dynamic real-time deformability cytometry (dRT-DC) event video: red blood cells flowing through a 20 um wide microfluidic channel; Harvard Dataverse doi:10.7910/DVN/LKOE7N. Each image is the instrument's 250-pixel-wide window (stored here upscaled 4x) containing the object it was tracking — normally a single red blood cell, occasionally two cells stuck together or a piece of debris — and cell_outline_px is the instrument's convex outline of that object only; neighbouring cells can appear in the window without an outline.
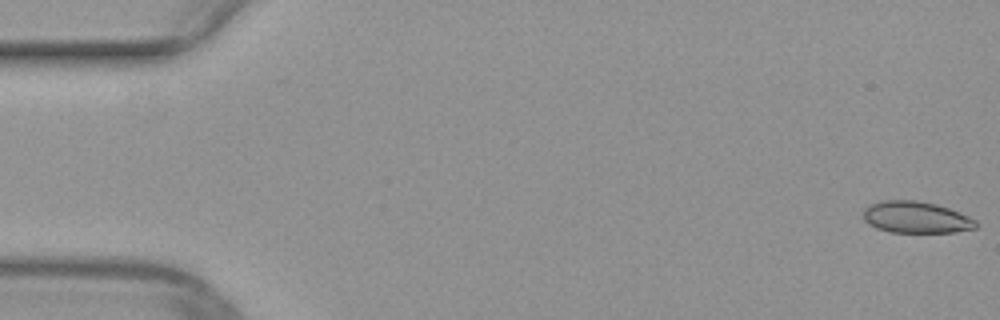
{"species": "common noctule bat (a hibernating species)", "species_latin": "Nyctalus noctula", "temperature_condition": "warm", "stored_images_in_passage": 51, "camera_frame_rate_fps": 3000, "um_per_image_px": 0.085, "animal": {"sex": "female", "body_mass_g": 29.2, "forearm_length_mm": 56.3}, "frame": {"image": 1, "passage_image": 1, "time_ms": 0.0, "image_size_px": [1000, 320], "cell_outline_px": [[976, 228], [956, 232], [888, 232], [876, 228], [868, 224], [864, 220], [864, 208], [868, 204], [880, 200], [916, 200], [936, 204], [948, 208], [968, 216], [976, 220]], "centroid_in_image_um": [77.82, 18.46], "position_along_channel_um": 7.2, "area_um2": 20.87}}
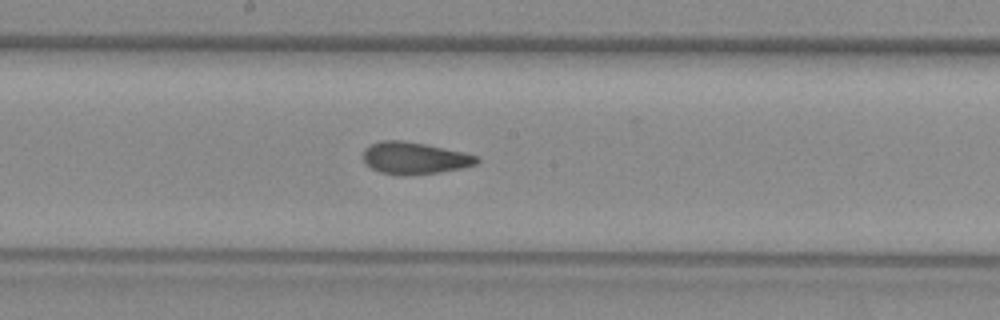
{"frame": {"image": 2, "passage_image": 27, "time_ms": 8.667, "image_size_px": [1000, 320], "cell_outline_px": [[480, 160], [476, 164], [460, 168], [436, 172], [408, 176], [404, 176], [380, 172], [364, 164], [364, 148], [380, 140], [400, 140], [424, 144], [464, 152], [480, 156]], "centroid_in_image_um": [35.22, 13.44], "position_along_channel_um": 213.0, "area_um2": 21.15}}
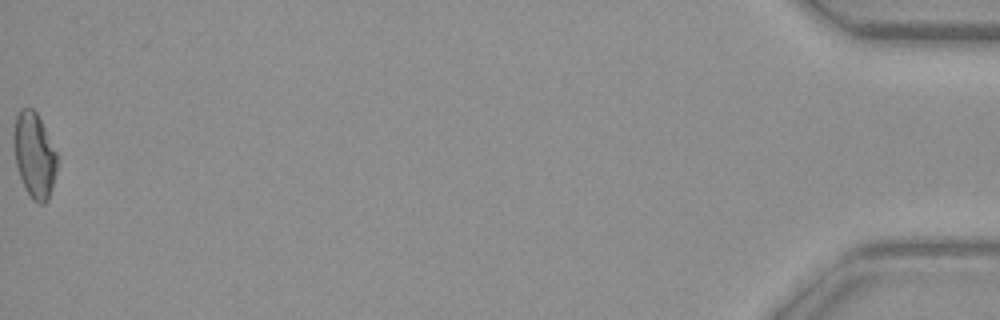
{"frame": {"image": 3, "passage_image": 51, "time_ms": 16.667, "image_size_px": [1000, 320], "cell_outline_px": [[56, 172], [52, 188], [48, 200], [44, 204], [40, 204], [32, 200], [24, 188], [16, 164], [12, 140], [12, 132], [16, 116], [20, 108], [32, 108], [36, 112], [56, 152]], "centroid_in_image_um": [2.88, 13.2], "position_along_channel_um": 432.3, "area_um2": 21.56}}